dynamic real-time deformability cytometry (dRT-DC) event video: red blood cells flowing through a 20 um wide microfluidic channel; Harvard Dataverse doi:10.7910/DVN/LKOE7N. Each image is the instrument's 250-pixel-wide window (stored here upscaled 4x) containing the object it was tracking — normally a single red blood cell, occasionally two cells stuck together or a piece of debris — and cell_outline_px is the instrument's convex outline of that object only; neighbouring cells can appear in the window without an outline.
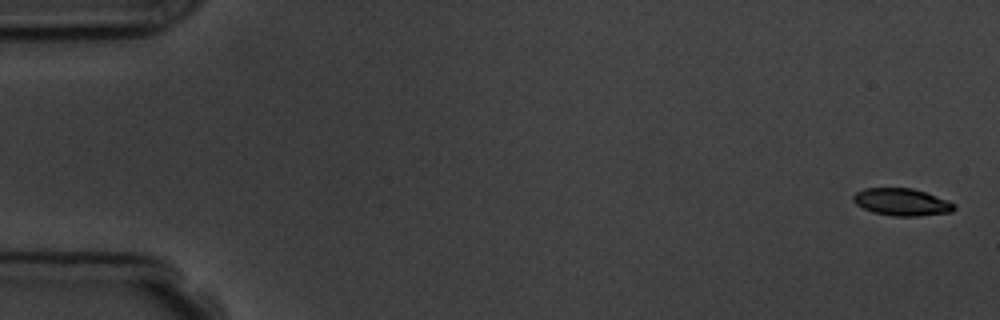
{"species": "common noctule bat (a hibernating species)", "species_latin": "Nyctalus noctula", "temperature_condition": "room temperature", "stored_images_in_passage": 5, "camera_frame_rate_fps": 3000, "um_per_image_px": 0.085, "animal": {"sex": "male", "body_mass_g": 19.5, "forearm_length_mm": 54.6}, "frame": {"image": 1, "passage_image": 1, "time_ms": 0.0, "image_size_px": [1000, 320], "cell_outline_px": [[956, 208], [952, 212], [920, 216], [896, 216], [872, 212], [856, 204], [852, 200], [852, 196], [856, 192], [864, 188], [912, 188], [924, 192], [956, 204]], "centroid_in_image_um": [76.63, 17.18], "position_along_channel_um": 8.4, "area_um2": 15.95}}
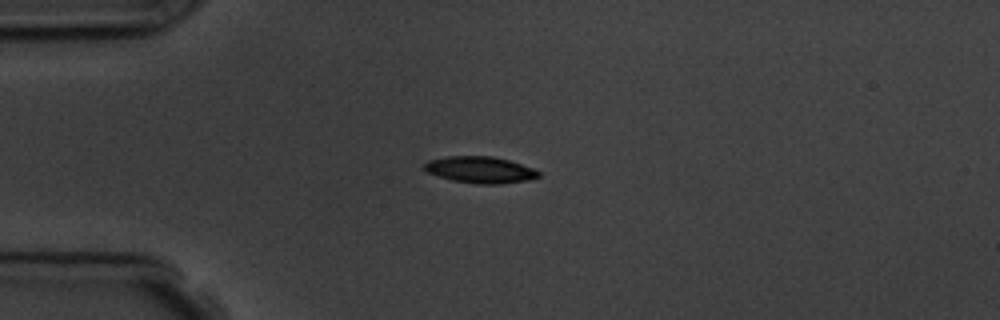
{"frame": {"image": 2, "passage_image": 5, "time_ms": 4.333, "image_size_px": [1000, 320], "cell_outline_px": [[540, 176], [528, 180], [500, 184], [476, 184], [452, 180], [428, 172], [424, 168], [424, 164], [428, 160], [448, 156], [492, 156], [508, 160], [532, 168], [540, 172]], "centroid_in_image_um": [40.82, 14.43], "position_along_channel_um": 44.2, "area_um2": 17.51}}